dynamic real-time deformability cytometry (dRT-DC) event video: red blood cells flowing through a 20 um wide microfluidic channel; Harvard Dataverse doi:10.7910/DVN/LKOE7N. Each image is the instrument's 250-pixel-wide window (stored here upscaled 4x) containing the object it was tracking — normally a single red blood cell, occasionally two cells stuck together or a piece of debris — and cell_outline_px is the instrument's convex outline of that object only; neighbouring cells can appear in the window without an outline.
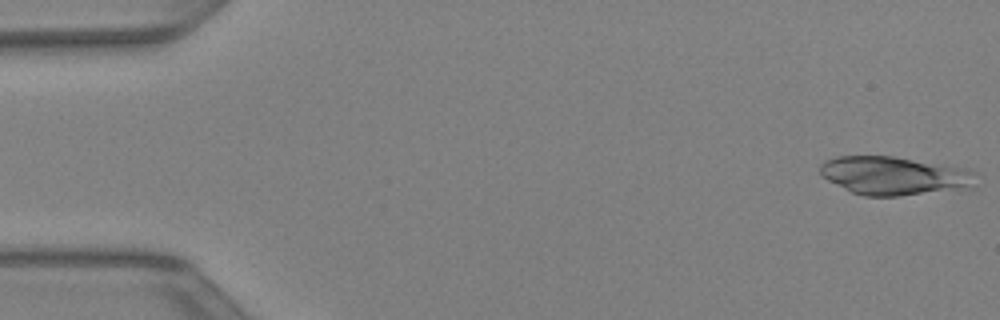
{"species": "Egyptian fruit bat (a non-hibernating species)", "species_latin": "Rousettus aegyptiacus", "temperature_condition": "warm", "stored_images_in_passage": 26, "camera_frame_rate_fps": 3000, "um_per_image_px": 0.085, "animal": {"sex": "female"}, "frame": {"image": 1, "passage_image": 1, "time_ms": 0.0, "image_size_px": [1000, 320], "cell_outline_px": [[972, 172], [968, 188], [900, 196], [864, 196], [852, 192], [820, 176], [820, 164], [824, 160], [836, 156], [892, 156], [968, 168]], "centroid_in_image_um": [75.9, 14.92], "position_along_channel_um": 9.1, "area_um2": 34.51}}
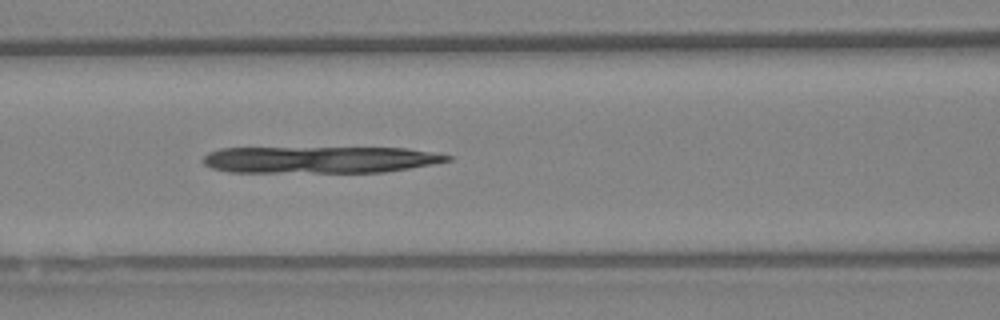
{"frame": {"image": 2, "passage_image": 18, "time_ms": 5.667, "image_size_px": [1000, 320], "cell_outline_px": [[452, 160], [432, 164], [384, 172], [228, 172], [212, 168], [204, 164], [200, 160], [208, 152], [220, 148], [404, 148], [452, 156]], "centroid_in_image_um": [27.11, 13.57], "position_along_channel_um": 139.5, "area_um2": 37.97}}
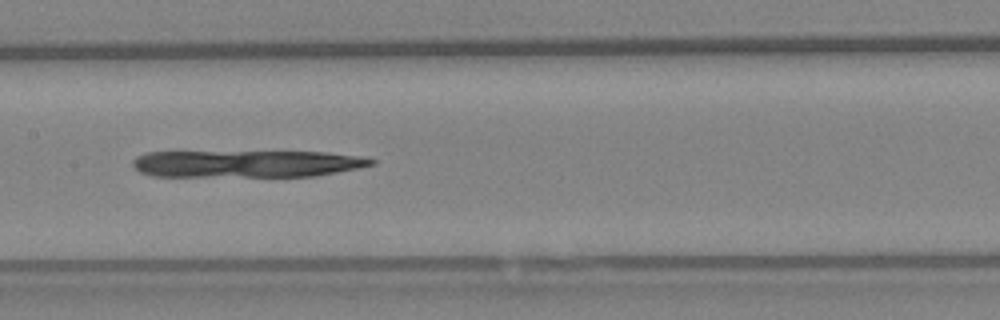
{"frame": {"image": 3, "passage_image": 21, "time_ms": 6.667, "image_size_px": [1000, 320], "cell_outline_px": [[376, 164], [360, 168], [316, 176], [152, 176], [140, 172], [132, 164], [132, 160], [136, 156], [144, 152], [324, 152], [360, 156], [376, 160]], "centroid_in_image_um": [20.98, 13.92], "position_along_channel_um": 186.4, "area_um2": 37.74}}